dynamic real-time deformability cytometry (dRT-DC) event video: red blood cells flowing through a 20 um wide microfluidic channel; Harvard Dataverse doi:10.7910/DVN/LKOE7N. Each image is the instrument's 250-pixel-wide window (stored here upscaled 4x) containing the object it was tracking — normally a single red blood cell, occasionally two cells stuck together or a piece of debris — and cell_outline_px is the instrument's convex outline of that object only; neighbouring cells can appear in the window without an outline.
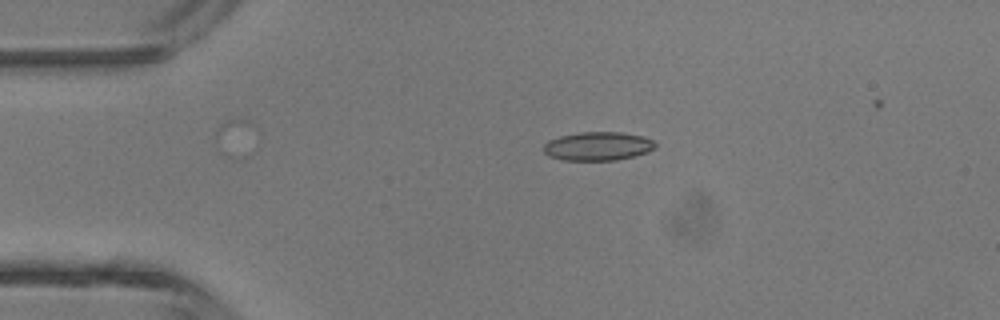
{"species": "common noctule bat (a hibernating species)", "species_latin": "Nyctalus noctula", "temperature_condition": "room temperature", "stored_images_in_passage": 4, "camera_frame_rate_fps": 3000, "um_per_image_px": 0.085, "animal": {"sex": "male", "body_mass_g": 13.3}, "frame": {"image": 1, "passage_image": 3, "time_ms": 2.333, "image_size_px": [1000, 320], "cell_outline_px": [[656, 148], [648, 152], [616, 160], [560, 160], [548, 156], [544, 152], [544, 144], [548, 140], [560, 136], [580, 132], [620, 132], [640, 136], [652, 140], [656, 144]], "centroid_in_image_um": [50.79, 12.43], "position_along_channel_um": 34.2, "area_um2": 18.61}}